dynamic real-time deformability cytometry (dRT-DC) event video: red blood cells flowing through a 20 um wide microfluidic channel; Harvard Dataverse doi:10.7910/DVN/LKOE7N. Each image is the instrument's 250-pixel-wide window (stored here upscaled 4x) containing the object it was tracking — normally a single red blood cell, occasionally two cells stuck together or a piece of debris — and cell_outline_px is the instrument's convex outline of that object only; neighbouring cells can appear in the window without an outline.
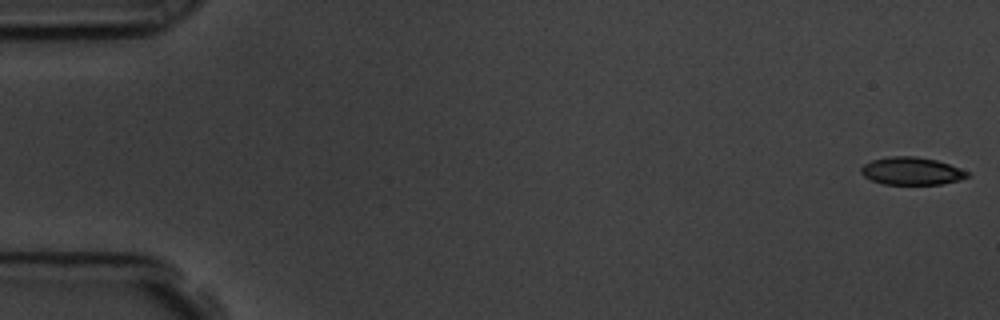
{"species": "common noctule bat (a hibernating species)", "species_latin": "Nyctalus noctula", "temperature_condition": "room temperature", "stored_images_in_passage": 57, "camera_frame_rate_fps": 3000, "um_per_image_px": 0.085, "animal": {"sex": "male", "body_mass_g": 19.5, "forearm_length_mm": 54.6}, "frame": {"image": 1, "passage_image": 1, "time_ms": 0.0, "image_size_px": [1000, 320], "cell_outline_px": [[968, 176], [960, 180], [940, 184], [884, 184], [872, 180], [864, 176], [860, 172], [860, 168], [864, 164], [872, 160], [888, 156], [916, 156], [936, 160], [948, 164], [968, 172]], "centroid_in_image_um": [77.44, 14.53], "position_along_channel_um": 7.6, "area_um2": 16.99}}
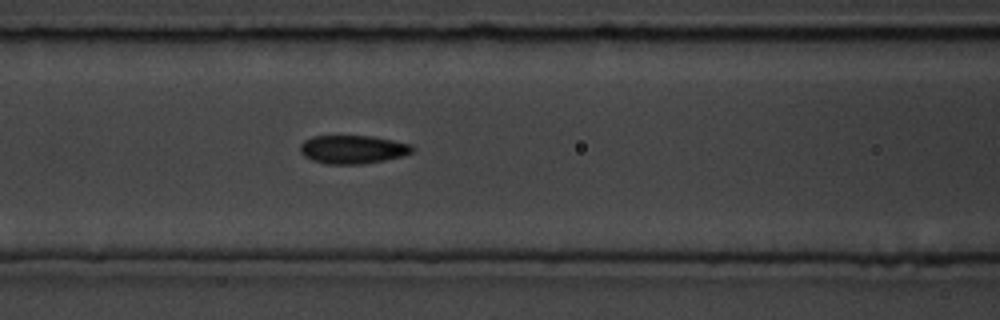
{"frame": {"image": 2, "passage_image": 24, "time_ms": 7.667, "image_size_px": [1000, 320], "cell_outline_px": [[416, 148], [412, 152], [404, 156], [364, 164], [324, 164], [312, 160], [304, 156], [300, 152], [300, 144], [304, 140], [312, 136], [372, 136], [412, 144]], "centroid_in_image_um": [30.0, 12.7], "position_along_channel_um": 136.6, "area_um2": 18.79}}
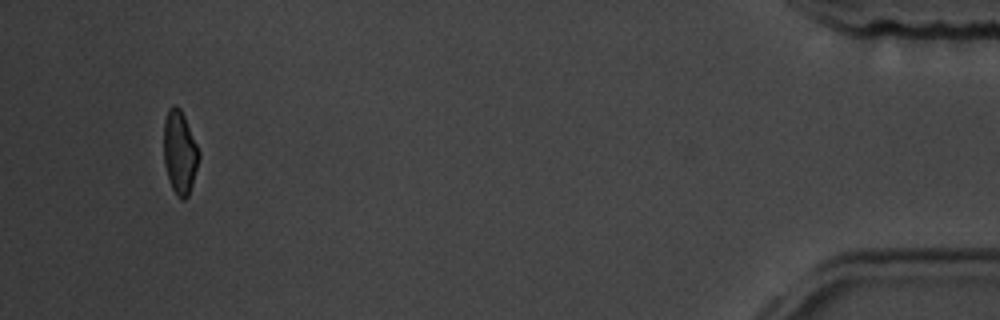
{"frame": {"image": 3, "passage_image": 54, "time_ms": 17.667, "image_size_px": [1000, 320], "cell_outline_px": [[200, 156], [192, 184], [188, 196], [184, 200], [180, 200], [176, 196], [172, 188], [164, 164], [164, 120], [168, 108], [172, 104], [176, 104], [180, 108], [184, 116], [200, 152]], "centroid_in_image_um": [15.27, 12.94], "position_along_channel_um": 419.9, "area_um2": 17.11}, "authors_computed_cell_mechanics": {"area_um2": 18.2648, "velocity_mm_per_s": 3.6063, "shape_relaxation_time_tau1_ms": 6.4543, "shape_relaxation_time_tau2_ms": 1.49, "deformation_change_tau1": 0.1306, "deformation_change_tau2": 0.0673}}